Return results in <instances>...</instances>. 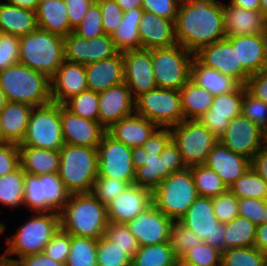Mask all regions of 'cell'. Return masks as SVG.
<instances>
[{"instance_id":"28","label":"cell","mask_w":267,"mask_h":266,"mask_svg":"<svg viewBox=\"0 0 267 266\" xmlns=\"http://www.w3.org/2000/svg\"><path fill=\"white\" fill-rule=\"evenodd\" d=\"M223 9L226 37L265 33L267 20L259 10L239 8L229 2H223Z\"/></svg>"},{"instance_id":"50","label":"cell","mask_w":267,"mask_h":266,"mask_svg":"<svg viewBox=\"0 0 267 266\" xmlns=\"http://www.w3.org/2000/svg\"><path fill=\"white\" fill-rule=\"evenodd\" d=\"M131 184L118 179L97 176L91 194L104 205L109 204L125 191Z\"/></svg>"},{"instance_id":"53","label":"cell","mask_w":267,"mask_h":266,"mask_svg":"<svg viewBox=\"0 0 267 266\" xmlns=\"http://www.w3.org/2000/svg\"><path fill=\"white\" fill-rule=\"evenodd\" d=\"M221 251L206 242L187 251L182 257L195 266H218L221 264Z\"/></svg>"},{"instance_id":"30","label":"cell","mask_w":267,"mask_h":266,"mask_svg":"<svg viewBox=\"0 0 267 266\" xmlns=\"http://www.w3.org/2000/svg\"><path fill=\"white\" fill-rule=\"evenodd\" d=\"M159 127L135 112L112 124L106 133L127 147L142 146Z\"/></svg>"},{"instance_id":"7","label":"cell","mask_w":267,"mask_h":266,"mask_svg":"<svg viewBox=\"0 0 267 266\" xmlns=\"http://www.w3.org/2000/svg\"><path fill=\"white\" fill-rule=\"evenodd\" d=\"M198 197L190 167L171 173L152 192V204L178 221Z\"/></svg>"},{"instance_id":"72","label":"cell","mask_w":267,"mask_h":266,"mask_svg":"<svg viewBox=\"0 0 267 266\" xmlns=\"http://www.w3.org/2000/svg\"><path fill=\"white\" fill-rule=\"evenodd\" d=\"M173 266H195V265L191 262H188L183 257H175Z\"/></svg>"},{"instance_id":"46","label":"cell","mask_w":267,"mask_h":266,"mask_svg":"<svg viewBox=\"0 0 267 266\" xmlns=\"http://www.w3.org/2000/svg\"><path fill=\"white\" fill-rule=\"evenodd\" d=\"M223 266H264V253L255 246L226 249L221 253Z\"/></svg>"},{"instance_id":"74","label":"cell","mask_w":267,"mask_h":266,"mask_svg":"<svg viewBox=\"0 0 267 266\" xmlns=\"http://www.w3.org/2000/svg\"><path fill=\"white\" fill-rule=\"evenodd\" d=\"M6 103V97L4 96L3 91L0 89V111L6 105Z\"/></svg>"},{"instance_id":"69","label":"cell","mask_w":267,"mask_h":266,"mask_svg":"<svg viewBox=\"0 0 267 266\" xmlns=\"http://www.w3.org/2000/svg\"><path fill=\"white\" fill-rule=\"evenodd\" d=\"M4 2L14 5L16 7L28 9L31 11H36L39 0H3Z\"/></svg>"},{"instance_id":"75","label":"cell","mask_w":267,"mask_h":266,"mask_svg":"<svg viewBox=\"0 0 267 266\" xmlns=\"http://www.w3.org/2000/svg\"><path fill=\"white\" fill-rule=\"evenodd\" d=\"M6 229V224L0 221V236L5 234Z\"/></svg>"},{"instance_id":"56","label":"cell","mask_w":267,"mask_h":266,"mask_svg":"<svg viewBox=\"0 0 267 266\" xmlns=\"http://www.w3.org/2000/svg\"><path fill=\"white\" fill-rule=\"evenodd\" d=\"M102 13V26L106 35L112 36L123 18V11L114 0H96Z\"/></svg>"},{"instance_id":"57","label":"cell","mask_w":267,"mask_h":266,"mask_svg":"<svg viewBox=\"0 0 267 266\" xmlns=\"http://www.w3.org/2000/svg\"><path fill=\"white\" fill-rule=\"evenodd\" d=\"M19 61V37L0 33V71Z\"/></svg>"},{"instance_id":"3","label":"cell","mask_w":267,"mask_h":266,"mask_svg":"<svg viewBox=\"0 0 267 266\" xmlns=\"http://www.w3.org/2000/svg\"><path fill=\"white\" fill-rule=\"evenodd\" d=\"M0 89L7 101L32 107L51 103L50 79L43 73L17 63L0 71Z\"/></svg>"},{"instance_id":"48","label":"cell","mask_w":267,"mask_h":266,"mask_svg":"<svg viewBox=\"0 0 267 266\" xmlns=\"http://www.w3.org/2000/svg\"><path fill=\"white\" fill-rule=\"evenodd\" d=\"M202 239L195 235L190 229L179 221H173L170 228L169 243L176 257H182L194 246H198Z\"/></svg>"},{"instance_id":"37","label":"cell","mask_w":267,"mask_h":266,"mask_svg":"<svg viewBox=\"0 0 267 266\" xmlns=\"http://www.w3.org/2000/svg\"><path fill=\"white\" fill-rule=\"evenodd\" d=\"M184 119L198 120L210 110L214 96L190 79L179 90Z\"/></svg>"},{"instance_id":"59","label":"cell","mask_w":267,"mask_h":266,"mask_svg":"<svg viewBox=\"0 0 267 266\" xmlns=\"http://www.w3.org/2000/svg\"><path fill=\"white\" fill-rule=\"evenodd\" d=\"M19 166V145L7 142H0V177L13 172Z\"/></svg>"},{"instance_id":"13","label":"cell","mask_w":267,"mask_h":266,"mask_svg":"<svg viewBox=\"0 0 267 266\" xmlns=\"http://www.w3.org/2000/svg\"><path fill=\"white\" fill-rule=\"evenodd\" d=\"M178 221L203 242L221 252L225 250L226 224L220 223L215 216L212 198L198 196Z\"/></svg>"},{"instance_id":"49","label":"cell","mask_w":267,"mask_h":266,"mask_svg":"<svg viewBox=\"0 0 267 266\" xmlns=\"http://www.w3.org/2000/svg\"><path fill=\"white\" fill-rule=\"evenodd\" d=\"M104 236L124 250L131 258H133L139 249L137 239L130 232L127 224L109 222Z\"/></svg>"},{"instance_id":"77","label":"cell","mask_w":267,"mask_h":266,"mask_svg":"<svg viewBox=\"0 0 267 266\" xmlns=\"http://www.w3.org/2000/svg\"><path fill=\"white\" fill-rule=\"evenodd\" d=\"M263 139H264V147L267 148V128L264 130Z\"/></svg>"},{"instance_id":"43","label":"cell","mask_w":267,"mask_h":266,"mask_svg":"<svg viewBox=\"0 0 267 266\" xmlns=\"http://www.w3.org/2000/svg\"><path fill=\"white\" fill-rule=\"evenodd\" d=\"M175 257L169 242L141 246L132 258V266H173Z\"/></svg>"},{"instance_id":"80","label":"cell","mask_w":267,"mask_h":266,"mask_svg":"<svg viewBox=\"0 0 267 266\" xmlns=\"http://www.w3.org/2000/svg\"><path fill=\"white\" fill-rule=\"evenodd\" d=\"M264 35H265V42H266V52H267V29H266V31H265V33H264Z\"/></svg>"},{"instance_id":"16","label":"cell","mask_w":267,"mask_h":266,"mask_svg":"<svg viewBox=\"0 0 267 266\" xmlns=\"http://www.w3.org/2000/svg\"><path fill=\"white\" fill-rule=\"evenodd\" d=\"M118 53L111 36L106 34L89 40L74 32L64 37V60L72 63L88 65Z\"/></svg>"},{"instance_id":"64","label":"cell","mask_w":267,"mask_h":266,"mask_svg":"<svg viewBox=\"0 0 267 266\" xmlns=\"http://www.w3.org/2000/svg\"><path fill=\"white\" fill-rule=\"evenodd\" d=\"M170 140V128H158L142 146L145 151H162Z\"/></svg>"},{"instance_id":"51","label":"cell","mask_w":267,"mask_h":266,"mask_svg":"<svg viewBox=\"0 0 267 266\" xmlns=\"http://www.w3.org/2000/svg\"><path fill=\"white\" fill-rule=\"evenodd\" d=\"M73 32L87 40L105 34L102 26V13L99 3L95 0L87 10L83 21Z\"/></svg>"},{"instance_id":"8","label":"cell","mask_w":267,"mask_h":266,"mask_svg":"<svg viewBox=\"0 0 267 266\" xmlns=\"http://www.w3.org/2000/svg\"><path fill=\"white\" fill-rule=\"evenodd\" d=\"M194 54L180 44L151 49V59L158 88L180 90L190 78Z\"/></svg>"},{"instance_id":"12","label":"cell","mask_w":267,"mask_h":266,"mask_svg":"<svg viewBox=\"0 0 267 266\" xmlns=\"http://www.w3.org/2000/svg\"><path fill=\"white\" fill-rule=\"evenodd\" d=\"M171 139L177 145L187 167L204 164L216 138L198 120L184 119L170 128Z\"/></svg>"},{"instance_id":"58","label":"cell","mask_w":267,"mask_h":266,"mask_svg":"<svg viewBox=\"0 0 267 266\" xmlns=\"http://www.w3.org/2000/svg\"><path fill=\"white\" fill-rule=\"evenodd\" d=\"M267 200L254 198L238 199V216L247 218L256 226L263 224Z\"/></svg>"},{"instance_id":"55","label":"cell","mask_w":267,"mask_h":266,"mask_svg":"<svg viewBox=\"0 0 267 266\" xmlns=\"http://www.w3.org/2000/svg\"><path fill=\"white\" fill-rule=\"evenodd\" d=\"M70 245L71 235L59 228L43 252L51 259L65 264L70 252Z\"/></svg>"},{"instance_id":"25","label":"cell","mask_w":267,"mask_h":266,"mask_svg":"<svg viewBox=\"0 0 267 266\" xmlns=\"http://www.w3.org/2000/svg\"><path fill=\"white\" fill-rule=\"evenodd\" d=\"M50 85L51 101L58 104L88 90L85 65L64 60L50 79Z\"/></svg>"},{"instance_id":"14","label":"cell","mask_w":267,"mask_h":266,"mask_svg":"<svg viewBox=\"0 0 267 266\" xmlns=\"http://www.w3.org/2000/svg\"><path fill=\"white\" fill-rule=\"evenodd\" d=\"M97 151L99 176L134 184L135 169L132 163V148L105 133Z\"/></svg>"},{"instance_id":"44","label":"cell","mask_w":267,"mask_h":266,"mask_svg":"<svg viewBox=\"0 0 267 266\" xmlns=\"http://www.w3.org/2000/svg\"><path fill=\"white\" fill-rule=\"evenodd\" d=\"M98 240L71 236L70 252L65 266H97Z\"/></svg>"},{"instance_id":"36","label":"cell","mask_w":267,"mask_h":266,"mask_svg":"<svg viewBox=\"0 0 267 266\" xmlns=\"http://www.w3.org/2000/svg\"><path fill=\"white\" fill-rule=\"evenodd\" d=\"M38 28L36 12L0 0V33L26 35Z\"/></svg>"},{"instance_id":"42","label":"cell","mask_w":267,"mask_h":266,"mask_svg":"<svg viewBox=\"0 0 267 266\" xmlns=\"http://www.w3.org/2000/svg\"><path fill=\"white\" fill-rule=\"evenodd\" d=\"M238 199L267 200V183L251 167L228 188Z\"/></svg>"},{"instance_id":"22","label":"cell","mask_w":267,"mask_h":266,"mask_svg":"<svg viewBox=\"0 0 267 266\" xmlns=\"http://www.w3.org/2000/svg\"><path fill=\"white\" fill-rule=\"evenodd\" d=\"M98 95V122L106 130L135 112V99L125 83L101 91Z\"/></svg>"},{"instance_id":"35","label":"cell","mask_w":267,"mask_h":266,"mask_svg":"<svg viewBox=\"0 0 267 266\" xmlns=\"http://www.w3.org/2000/svg\"><path fill=\"white\" fill-rule=\"evenodd\" d=\"M35 12L39 29L61 37L73 32L64 0H48L39 3Z\"/></svg>"},{"instance_id":"20","label":"cell","mask_w":267,"mask_h":266,"mask_svg":"<svg viewBox=\"0 0 267 266\" xmlns=\"http://www.w3.org/2000/svg\"><path fill=\"white\" fill-rule=\"evenodd\" d=\"M60 120L65 144L97 148L106 129L98 122L84 119L60 104Z\"/></svg>"},{"instance_id":"38","label":"cell","mask_w":267,"mask_h":266,"mask_svg":"<svg viewBox=\"0 0 267 266\" xmlns=\"http://www.w3.org/2000/svg\"><path fill=\"white\" fill-rule=\"evenodd\" d=\"M142 8L123 13L122 21L111 38L119 52L141 49L138 26L143 14Z\"/></svg>"},{"instance_id":"26","label":"cell","mask_w":267,"mask_h":266,"mask_svg":"<svg viewBox=\"0 0 267 266\" xmlns=\"http://www.w3.org/2000/svg\"><path fill=\"white\" fill-rule=\"evenodd\" d=\"M204 165L214 170L229 188L250 168V160L234 153L218 140L207 155Z\"/></svg>"},{"instance_id":"71","label":"cell","mask_w":267,"mask_h":266,"mask_svg":"<svg viewBox=\"0 0 267 266\" xmlns=\"http://www.w3.org/2000/svg\"><path fill=\"white\" fill-rule=\"evenodd\" d=\"M0 266H17V264L8 255L3 253L0 255Z\"/></svg>"},{"instance_id":"68","label":"cell","mask_w":267,"mask_h":266,"mask_svg":"<svg viewBox=\"0 0 267 266\" xmlns=\"http://www.w3.org/2000/svg\"><path fill=\"white\" fill-rule=\"evenodd\" d=\"M226 2H229L232 5L243 9H248L253 11L260 9V0H228Z\"/></svg>"},{"instance_id":"45","label":"cell","mask_w":267,"mask_h":266,"mask_svg":"<svg viewBox=\"0 0 267 266\" xmlns=\"http://www.w3.org/2000/svg\"><path fill=\"white\" fill-rule=\"evenodd\" d=\"M62 105L72 113L84 119L98 121V92L85 90L69 98Z\"/></svg>"},{"instance_id":"17","label":"cell","mask_w":267,"mask_h":266,"mask_svg":"<svg viewBox=\"0 0 267 266\" xmlns=\"http://www.w3.org/2000/svg\"><path fill=\"white\" fill-rule=\"evenodd\" d=\"M194 57L204 66L235 78L241 85L247 84L250 75L238 64L237 46L226 38L201 47Z\"/></svg>"},{"instance_id":"70","label":"cell","mask_w":267,"mask_h":266,"mask_svg":"<svg viewBox=\"0 0 267 266\" xmlns=\"http://www.w3.org/2000/svg\"><path fill=\"white\" fill-rule=\"evenodd\" d=\"M123 12L130 11L134 8H142V0H114Z\"/></svg>"},{"instance_id":"27","label":"cell","mask_w":267,"mask_h":266,"mask_svg":"<svg viewBox=\"0 0 267 266\" xmlns=\"http://www.w3.org/2000/svg\"><path fill=\"white\" fill-rule=\"evenodd\" d=\"M141 49L173 46L177 43L175 21L143 11L138 26Z\"/></svg>"},{"instance_id":"15","label":"cell","mask_w":267,"mask_h":266,"mask_svg":"<svg viewBox=\"0 0 267 266\" xmlns=\"http://www.w3.org/2000/svg\"><path fill=\"white\" fill-rule=\"evenodd\" d=\"M263 133L264 130L241 113L229 122L218 140L234 153L251 161L264 146Z\"/></svg>"},{"instance_id":"11","label":"cell","mask_w":267,"mask_h":266,"mask_svg":"<svg viewBox=\"0 0 267 266\" xmlns=\"http://www.w3.org/2000/svg\"><path fill=\"white\" fill-rule=\"evenodd\" d=\"M24 208L33 212H59L68 200L69 193L58 173L33 176L25 174Z\"/></svg>"},{"instance_id":"6","label":"cell","mask_w":267,"mask_h":266,"mask_svg":"<svg viewBox=\"0 0 267 266\" xmlns=\"http://www.w3.org/2000/svg\"><path fill=\"white\" fill-rule=\"evenodd\" d=\"M58 176L69 194L91 193L98 176L97 148L64 144Z\"/></svg>"},{"instance_id":"61","label":"cell","mask_w":267,"mask_h":266,"mask_svg":"<svg viewBox=\"0 0 267 266\" xmlns=\"http://www.w3.org/2000/svg\"><path fill=\"white\" fill-rule=\"evenodd\" d=\"M95 0H64L71 29L74 30L85 17V14Z\"/></svg>"},{"instance_id":"63","label":"cell","mask_w":267,"mask_h":266,"mask_svg":"<svg viewBox=\"0 0 267 266\" xmlns=\"http://www.w3.org/2000/svg\"><path fill=\"white\" fill-rule=\"evenodd\" d=\"M245 86L251 95L267 104V75L261 71L250 75Z\"/></svg>"},{"instance_id":"52","label":"cell","mask_w":267,"mask_h":266,"mask_svg":"<svg viewBox=\"0 0 267 266\" xmlns=\"http://www.w3.org/2000/svg\"><path fill=\"white\" fill-rule=\"evenodd\" d=\"M241 113L262 130L267 128V104L251 95L243 85Z\"/></svg>"},{"instance_id":"41","label":"cell","mask_w":267,"mask_h":266,"mask_svg":"<svg viewBox=\"0 0 267 266\" xmlns=\"http://www.w3.org/2000/svg\"><path fill=\"white\" fill-rule=\"evenodd\" d=\"M190 169L198 196L214 198L228 190L220 176L204 164L190 166Z\"/></svg>"},{"instance_id":"18","label":"cell","mask_w":267,"mask_h":266,"mask_svg":"<svg viewBox=\"0 0 267 266\" xmlns=\"http://www.w3.org/2000/svg\"><path fill=\"white\" fill-rule=\"evenodd\" d=\"M124 83L136 99L141 94L156 89L151 49L129 50L123 52Z\"/></svg>"},{"instance_id":"1","label":"cell","mask_w":267,"mask_h":266,"mask_svg":"<svg viewBox=\"0 0 267 266\" xmlns=\"http://www.w3.org/2000/svg\"><path fill=\"white\" fill-rule=\"evenodd\" d=\"M175 35L177 43L193 54L203 46L225 39L223 1L179 2Z\"/></svg>"},{"instance_id":"76","label":"cell","mask_w":267,"mask_h":266,"mask_svg":"<svg viewBox=\"0 0 267 266\" xmlns=\"http://www.w3.org/2000/svg\"><path fill=\"white\" fill-rule=\"evenodd\" d=\"M261 72L265 75H267V58L266 60L264 61V64H263V67H262V70Z\"/></svg>"},{"instance_id":"73","label":"cell","mask_w":267,"mask_h":266,"mask_svg":"<svg viewBox=\"0 0 267 266\" xmlns=\"http://www.w3.org/2000/svg\"><path fill=\"white\" fill-rule=\"evenodd\" d=\"M263 17L267 20V0H260V9Z\"/></svg>"},{"instance_id":"34","label":"cell","mask_w":267,"mask_h":266,"mask_svg":"<svg viewBox=\"0 0 267 266\" xmlns=\"http://www.w3.org/2000/svg\"><path fill=\"white\" fill-rule=\"evenodd\" d=\"M20 166L26 174L41 176L58 173L60 150L19 146Z\"/></svg>"},{"instance_id":"62","label":"cell","mask_w":267,"mask_h":266,"mask_svg":"<svg viewBox=\"0 0 267 266\" xmlns=\"http://www.w3.org/2000/svg\"><path fill=\"white\" fill-rule=\"evenodd\" d=\"M160 154H164L165 165L171 173L179 172L187 168L183 162L177 145L172 141V139L167 143Z\"/></svg>"},{"instance_id":"19","label":"cell","mask_w":267,"mask_h":266,"mask_svg":"<svg viewBox=\"0 0 267 266\" xmlns=\"http://www.w3.org/2000/svg\"><path fill=\"white\" fill-rule=\"evenodd\" d=\"M173 220L153 204L127 223L139 247L169 242Z\"/></svg>"},{"instance_id":"79","label":"cell","mask_w":267,"mask_h":266,"mask_svg":"<svg viewBox=\"0 0 267 266\" xmlns=\"http://www.w3.org/2000/svg\"><path fill=\"white\" fill-rule=\"evenodd\" d=\"M264 266H267V253L264 254Z\"/></svg>"},{"instance_id":"31","label":"cell","mask_w":267,"mask_h":266,"mask_svg":"<svg viewBox=\"0 0 267 266\" xmlns=\"http://www.w3.org/2000/svg\"><path fill=\"white\" fill-rule=\"evenodd\" d=\"M226 39L233 46H237L238 64H241L249 75L262 70L267 58L264 34L233 36Z\"/></svg>"},{"instance_id":"47","label":"cell","mask_w":267,"mask_h":266,"mask_svg":"<svg viewBox=\"0 0 267 266\" xmlns=\"http://www.w3.org/2000/svg\"><path fill=\"white\" fill-rule=\"evenodd\" d=\"M97 266H132V258L103 236L98 239Z\"/></svg>"},{"instance_id":"10","label":"cell","mask_w":267,"mask_h":266,"mask_svg":"<svg viewBox=\"0 0 267 266\" xmlns=\"http://www.w3.org/2000/svg\"><path fill=\"white\" fill-rule=\"evenodd\" d=\"M64 144L60 104L51 102L34 107L29 117L25 137L19 146L60 150Z\"/></svg>"},{"instance_id":"4","label":"cell","mask_w":267,"mask_h":266,"mask_svg":"<svg viewBox=\"0 0 267 266\" xmlns=\"http://www.w3.org/2000/svg\"><path fill=\"white\" fill-rule=\"evenodd\" d=\"M59 228V212H34L12 236H6L4 253L17 262L22 257L43 252Z\"/></svg>"},{"instance_id":"24","label":"cell","mask_w":267,"mask_h":266,"mask_svg":"<svg viewBox=\"0 0 267 266\" xmlns=\"http://www.w3.org/2000/svg\"><path fill=\"white\" fill-rule=\"evenodd\" d=\"M150 205H152V192L134 184L130 185L106 205L108 222L127 224Z\"/></svg>"},{"instance_id":"65","label":"cell","mask_w":267,"mask_h":266,"mask_svg":"<svg viewBox=\"0 0 267 266\" xmlns=\"http://www.w3.org/2000/svg\"><path fill=\"white\" fill-rule=\"evenodd\" d=\"M16 264L17 266H65L64 263L51 259L44 252L22 257Z\"/></svg>"},{"instance_id":"40","label":"cell","mask_w":267,"mask_h":266,"mask_svg":"<svg viewBox=\"0 0 267 266\" xmlns=\"http://www.w3.org/2000/svg\"><path fill=\"white\" fill-rule=\"evenodd\" d=\"M256 240V225L247 218L237 216L226 223L225 250L253 247Z\"/></svg>"},{"instance_id":"33","label":"cell","mask_w":267,"mask_h":266,"mask_svg":"<svg viewBox=\"0 0 267 266\" xmlns=\"http://www.w3.org/2000/svg\"><path fill=\"white\" fill-rule=\"evenodd\" d=\"M196 85L206 89L213 96L237 90L241 84L233 77L201 64L195 57L190 63V78Z\"/></svg>"},{"instance_id":"78","label":"cell","mask_w":267,"mask_h":266,"mask_svg":"<svg viewBox=\"0 0 267 266\" xmlns=\"http://www.w3.org/2000/svg\"><path fill=\"white\" fill-rule=\"evenodd\" d=\"M263 223H267V202H266V208H265V212H264Z\"/></svg>"},{"instance_id":"32","label":"cell","mask_w":267,"mask_h":266,"mask_svg":"<svg viewBox=\"0 0 267 266\" xmlns=\"http://www.w3.org/2000/svg\"><path fill=\"white\" fill-rule=\"evenodd\" d=\"M33 108L24 103L7 101L0 111L1 142L21 144Z\"/></svg>"},{"instance_id":"23","label":"cell","mask_w":267,"mask_h":266,"mask_svg":"<svg viewBox=\"0 0 267 266\" xmlns=\"http://www.w3.org/2000/svg\"><path fill=\"white\" fill-rule=\"evenodd\" d=\"M162 151H145L143 146L132 148L135 169L134 185L153 192L171 174L164 162Z\"/></svg>"},{"instance_id":"21","label":"cell","mask_w":267,"mask_h":266,"mask_svg":"<svg viewBox=\"0 0 267 266\" xmlns=\"http://www.w3.org/2000/svg\"><path fill=\"white\" fill-rule=\"evenodd\" d=\"M243 85L227 94L214 96L210 110L199 117L203 124L216 138H220L229 122L241 114Z\"/></svg>"},{"instance_id":"67","label":"cell","mask_w":267,"mask_h":266,"mask_svg":"<svg viewBox=\"0 0 267 266\" xmlns=\"http://www.w3.org/2000/svg\"><path fill=\"white\" fill-rule=\"evenodd\" d=\"M254 246L262 253H267V223L256 226V240Z\"/></svg>"},{"instance_id":"29","label":"cell","mask_w":267,"mask_h":266,"mask_svg":"<svg viewBox=\"0 0 267 266\" xmlns=\"http://www.w3.org/2000/svg\"><path fill=\"white\" fill-rule=\"evenodd\" d=\"M88 90L101 92L124 83L123 52L85 65Z\"/></svg>"},{"instance_id":"5","label":"cell","mask_w":267,"mask_h":266,"mask_svg":"<svg viewBox=\"0 0 267 266\" xmlns=\"http://www.w3.org/2000/svg\"><path fill=\"white\" fill-rule=\"evenodd\" d=\"M64 61V37L37 28L19 37V61L51 79Z\"/></svg>"},{"instance_id":"66","label":"cell","mask_w":267,"mask_h":266,"mask_svg":"<svg viewBox=\"0 0 267 266\" xmlns=\"http://www.w3.org/2000/svg\"><path fill=\"white\" fill-rule=\"evenodd\" d=\"M250 167L267 183V148L262 147L250 161Z\"/></svg>"},{"instance_id":"39","label":"cell","mask_w":267,"mask_h":266,"mask_svg":"<svg viewBox=\"0 0 267 266\" xmlns=\"http://www.w3.org/2000/svg\"><path fill=\"white\" fill-rule=\"evenodd\" d=\"M25 172L19 166L13 172L0 177V204L3 207H8L14 210L24 208V187H25Z\"/></svg>"},{"instance_id":"54","label":"cell","mask_w":267,"mask_h":266,"mask_svg":"<svg viewBox=\"0 0 267 266\" xmlns=\"http://www.w3.org/2000/svg\"><path fill=\"white\" fill-rule=\"evenodd\" d=\"M214 214L222 224L238 216V198L229 190L212 198Z\"/></svg>"},{"instance_id":"60","label":"cell","mask_w":267,"mask_h":266,"mask_svg":"<svg viewBox=\"0 0 267 266\" xmlns=\"http://www.w3.org/2000/svg\"><path fill=\"white\" fill-rule=\"evenodd\" d=\"M178 0H142V9L157 16L176 20Z\"/></svg>"},{"instance_id":"2","label":"cell","mask_w":267,"mask_h":266,"mask_svg":"<svg viewBox=\"0 0 267 266\" xmlns=\"http://www.w3.org/2000/svg\"><path fill=\"white\" fill-rule=\"evenodd\" d=\"M59 215L60 228L71 236L98 240L109 223L106 205L91 193L70 194Z\"/></svg>"},{"instance_id":"9","label":"cell","mask_w":267,"mask_h":266,"mask_svg":"<svg viewBox=\"0 0 267 266\" xmlns=\"http://www.w3.org/2000/svg\"><path fill=\"white\" fill-rule=\"evenodd\" d=\"M135 113L159 128H171L184 120L178 90L156 88L135 99Z\"/></svg>"}]
</instances>
